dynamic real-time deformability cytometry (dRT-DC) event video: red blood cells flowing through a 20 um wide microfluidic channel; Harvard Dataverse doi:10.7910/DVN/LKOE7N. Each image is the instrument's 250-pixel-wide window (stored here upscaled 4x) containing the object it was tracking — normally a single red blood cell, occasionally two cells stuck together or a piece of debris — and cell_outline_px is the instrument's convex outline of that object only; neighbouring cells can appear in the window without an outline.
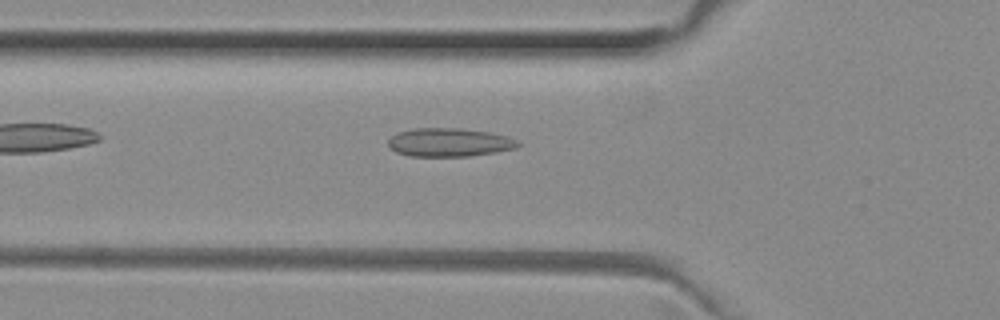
{"species": "common noctule bat (a hibernating species)", "species_latin": "Nyctalus noctula", "temperature_condition": "room temperature", "stored_images_in_passage": 36, "camera_frame_rate_fps": 3000, "um_per_image_px": 0.085, "animal": {"sex": "female", "body_mass_g": 29.2, "forearm_length_mm": 56.3}, "frame": {"image": 1, "passage_image": 2, "time_ms": 0.333, "image_size_px": [1000, 320], "cell_outline_px": [[520, 144], [516, 148], [496, 152], [468, 156], [408, 156], [396, 152], [388, 148], [388, 140], [392, 136], [400, 132], [412, 128], [460, 128], [488, 132], [508, 136], [516, 140]], "centroid_in_image_um": [38.16, 12.1], "position_along_channel_um": 87.6, "area_um2": 21.56}}
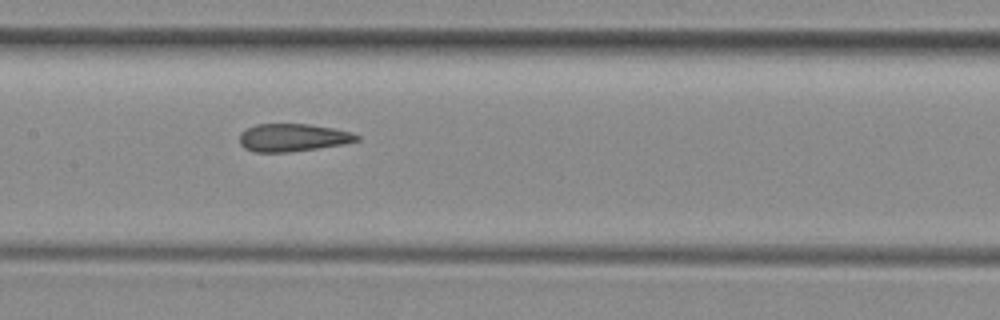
{"frame": {"image": 2, "passage_image": 9, "time_ms": 2.667, "image_size_px": [1000, 320], "cell_outline_px": [[360, 140], [344, 144], [288, 152], [256, 152], [244, 148], [240, 144], [240, 132], [256, 124], [308, 124], [332, 128], [352, 132], [360, 136]], "centroid_in_image_um": [24.89, 11.69], "position_along_channel_um": 182.5, "area_um2": 18.9}}
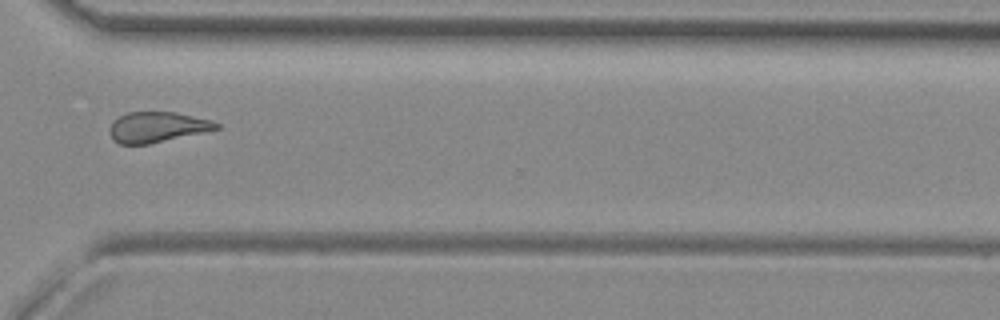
{"frame": {"image": 3, "passage_image": 22, "time_ms": 7.0, "image_size_px": [1000, 320], "cell_outline_px": [[220, 128], [204, 132], [148, 144], [120, 144], [112, 140], [108, 132], [112, 124], [120, 116], [128, 112], [176, 112], [212, 120], [220, 124]], "centroid_in_image_um": [13.37, 10.8], "position_along_channel_um": 357.2, "area_um2": 18.84}}